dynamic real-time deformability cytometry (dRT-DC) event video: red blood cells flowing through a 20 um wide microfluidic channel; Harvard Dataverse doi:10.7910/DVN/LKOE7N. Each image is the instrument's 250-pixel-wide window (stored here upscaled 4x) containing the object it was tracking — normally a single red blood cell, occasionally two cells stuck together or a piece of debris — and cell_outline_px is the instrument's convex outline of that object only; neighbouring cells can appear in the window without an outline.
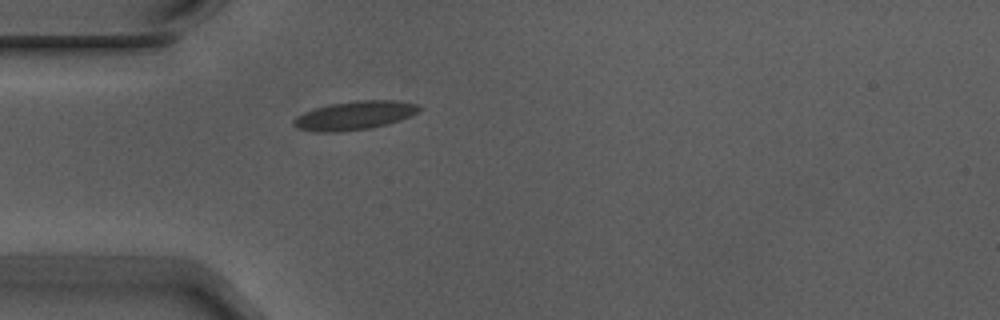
{"species": "Egyptian fruit bat (a non-hibernating species)", "species_latin": "Rousettus aegyptiacus", "temperature_condition": "warm", "stored_images_in_passage": 2, "camera_frame_rate_fps": 3000, "um_per_image_px": 0.085, "animal": {"sex": "male"}, "frame": {"image": 1, "passage_image": 2, "time_ms": 0.333, "image_size_px": [1000, 320], "cell_outline_px": [[424, 108], [400, 120], [388, 124], [368, 128], [340, 132], [316, 132], [296, 128], [292, 124], [292, 120], [296, 116], [304, 112], [316, 108], [332, 104], [356, 100], [396, 100], [420, 104]], "centroid_in_image_um": [30.14, 9.81], "position_along_channel_um": 54.9, "area_um2": 21.04}}